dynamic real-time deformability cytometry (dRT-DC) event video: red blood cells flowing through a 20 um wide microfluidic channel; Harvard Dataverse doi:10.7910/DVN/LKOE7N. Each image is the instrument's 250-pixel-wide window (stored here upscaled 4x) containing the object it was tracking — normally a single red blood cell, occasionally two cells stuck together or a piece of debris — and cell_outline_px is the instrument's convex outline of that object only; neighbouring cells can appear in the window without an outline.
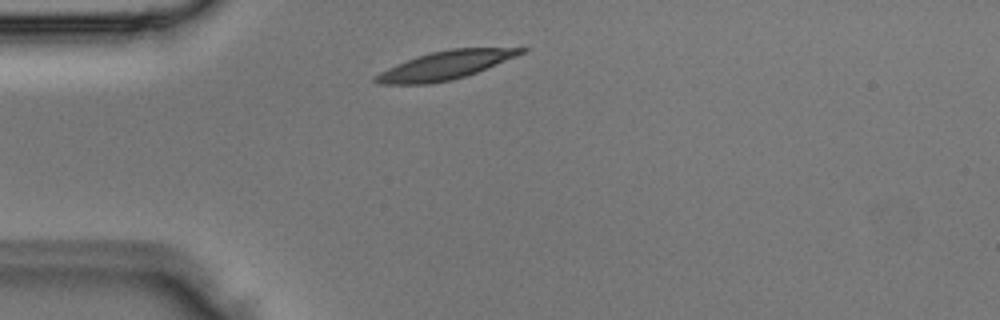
{"species": "Egyptian fruit bat (a non-hibernating species)", "species_latin": "Rousettus aegyptiacus", "temperature_condition": "room temperature", "stored_images_in_passage": 1, "camera_frame_rate_fps": 3000, "um_per_image_px": 0.085, "animal": {"sex": "male"}, "frame": {"image": 1, "passage_image": 1, "time_ms": 0.0, "image_size_px": [1000, 320], "cell_outline_px": [[528, 48], [524, 52], [516, 56], [476, 72], [452, 80], [428, 84], [376, 84], [372, 80], [372, 76], [396, 64], [416, 56], [432, 52], [452, 48]], "centroid_in_image_um": [37.76, 5.56], "position_along_channel_um": 47.2, "area_um2": 23.76}}